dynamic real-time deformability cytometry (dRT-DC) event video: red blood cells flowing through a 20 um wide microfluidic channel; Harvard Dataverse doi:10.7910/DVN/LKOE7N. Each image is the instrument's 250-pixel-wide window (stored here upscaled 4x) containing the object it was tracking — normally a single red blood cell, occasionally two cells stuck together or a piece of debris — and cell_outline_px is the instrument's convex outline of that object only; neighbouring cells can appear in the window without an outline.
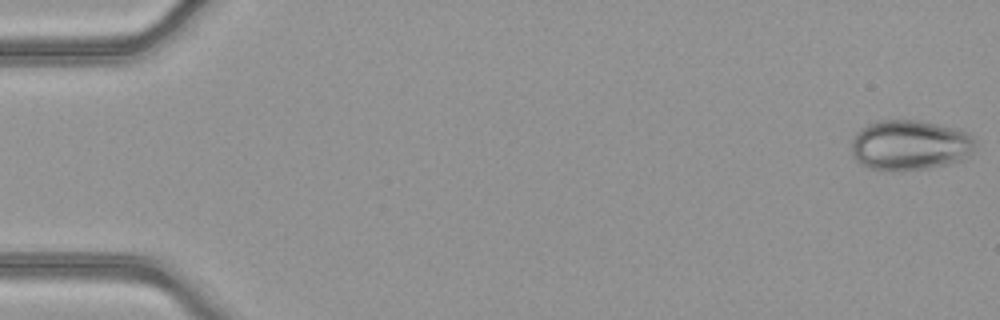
{"species": "common noctule bat (a hibernating species)", "species_latin": "Nyctalus noctula", "temperature_condition": "warm", "stored_images_in_passage": 51, "camera_frame_rate_fps": 3000, "um_per_image_px": 0.085, "animal": {"sex": "female", "body_mass_g": 21.9}, "frame": {"image": 1, "passage_image": 1, "time_ms": 0.0, "image_size_px": [1000, 320], "cell_outline_px": [[976, 144], [972, 152], [968, 156], [960, 160], [948, 164], [928, 168], [896, 172], [892, 172], [872, 168], [860, 164], [852, 156], [852, 140], [856, 132], [868, 124], [880, 120], [920, 120], [952, 128], [964, 132], [972, 136], [976, 140]], "centroid_in_image_um": [77.31, 12.35], "position_along_channel_um": 7.7, "area_um2": 36.41}}
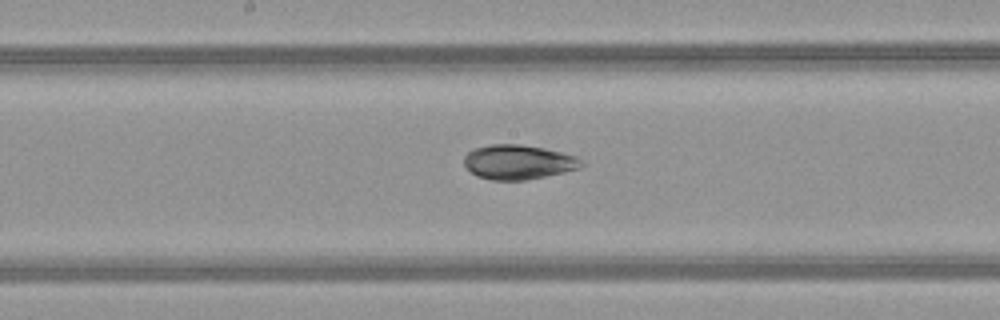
{"frame": {"image": 2, "passage_image": 27, "time_ms": 8.667, "image_size_px": [1000, 320], "cell_outline_px": [[584, 164], [580, 168], [564, 172], [524, 180], [492, 180], [476, 176], [464, 164], [464, 156], [472, 148], [492, 144], [520, 144], [544, 148], [576, 156], [584, 160]], "centroid_in_image_um": [44.06, 13.77], "position_along_channel_um": 204.1, "area_um2": 23.64}}
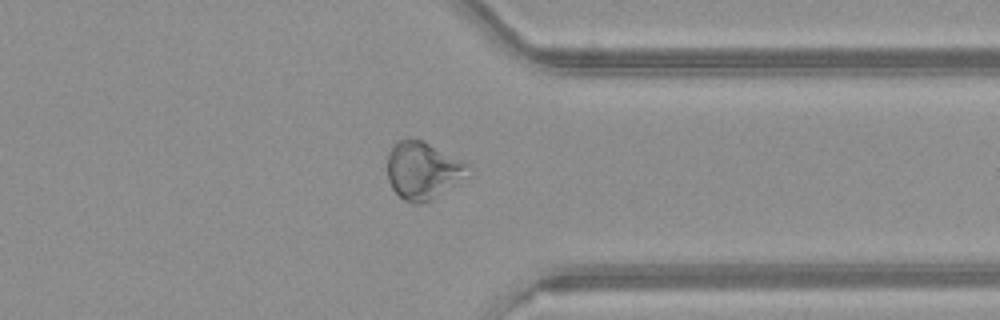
{"frame": {"image": 3, "passage_image": 40, "time_ms": 13.0, "image_size_px": [1000, 320], "cell_outline_px": [[468, 176], [428, 200], [420, 204], [412, 204], [404, 200], [392, 188], [388, 180], [388, 152], [400, 140], [408, 136], [412, 136], [424, 140], [468, 164]], "centroid_in_image_um": [35.91, 14.45], "position_along_channel_um": 375.5, "area_um2": 26.76}, "authors_computed_cell_mechanics": {"area_um2": 28.7844, "velocity_mm_per_s": 4.0437, "shape_relaxation_time_tau1_ms": 4.1512, "shape_relaxation_time_tau2_ms": 2.1821, "deformation_change_tau1": 0.121, "deformation_change_tau2": 0.0788}}